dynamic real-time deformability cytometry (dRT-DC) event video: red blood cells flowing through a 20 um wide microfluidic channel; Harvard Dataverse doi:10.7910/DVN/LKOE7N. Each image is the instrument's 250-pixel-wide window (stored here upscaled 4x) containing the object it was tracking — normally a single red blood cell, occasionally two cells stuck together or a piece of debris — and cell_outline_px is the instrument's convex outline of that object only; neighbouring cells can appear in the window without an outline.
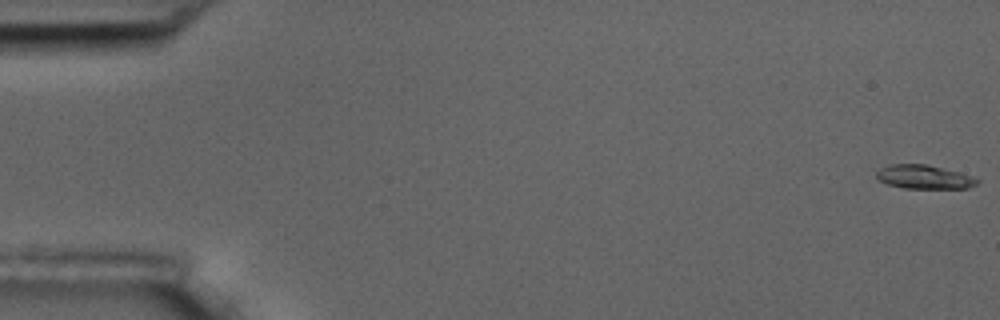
{"species": "common noctule bat (a hibernating species)", "species_latin": "Nyctalus noctula", "temperature_condition": "room temperature", "stored_images_in_passage": 5, "camera_frame_rate_fps": 3000, "um_per_image_px": 0.085, "animal": {"sex": "male", "body_mass_g": 17.5, "forearm_length_mm": 52.3}, "frame": {"image": 1, "passage_image": 1, "time_ms": 0.0, "image_size_px": [1000, 320], "cell_outline_px": [[980, 180], [976, 184], [968, 188], [904, 188], [888, 184], [880, 180], [876, 176], [876, 172], [880, 168], [888, 164], [928, 164], [960, 172], [972, 176]], "centroid_in_image_um": [78.55, 15.03], "position_along_channel_um": 6.4, "area_um2": 13.99}}
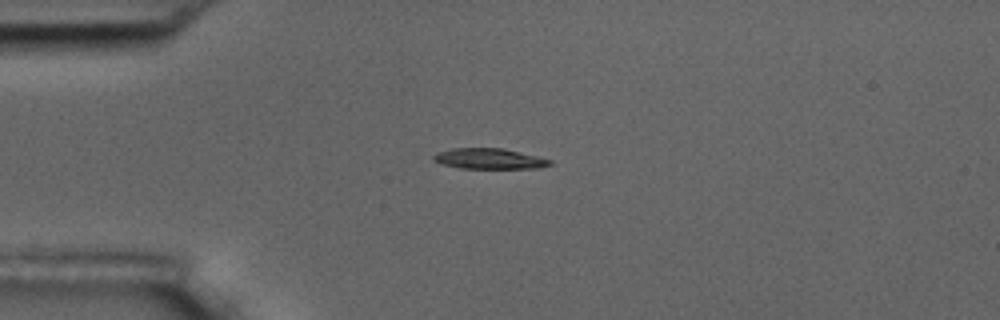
{"frame": {"image": 2, "passage_image": 5, "time_ms": 4.667, "image_size_px": [1000, 320], "cell_outline_px": [[552, 164], [540, 168], [460, 168], [440, 164], [432, 160], [432, 156], [436, 152], [452, 148], [504, 148], [552, 160]], "centroid_in_image_um": [41.54, 13.49], "position_along_channel_um": 43.5, "area_um2": 14.05}}